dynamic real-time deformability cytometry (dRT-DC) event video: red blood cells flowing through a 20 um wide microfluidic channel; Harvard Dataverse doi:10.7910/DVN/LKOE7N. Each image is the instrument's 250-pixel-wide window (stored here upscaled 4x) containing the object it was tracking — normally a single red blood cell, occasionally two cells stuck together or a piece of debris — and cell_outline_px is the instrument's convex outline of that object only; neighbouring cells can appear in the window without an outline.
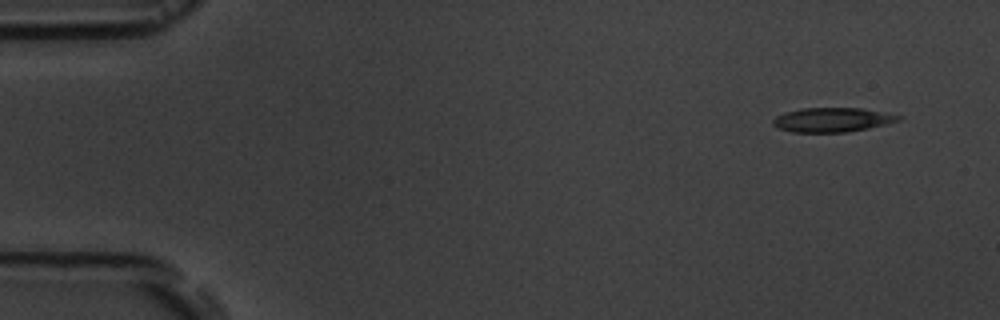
{"species": "common noctule bat (a hibernating species)", "species_latin": "Nyctalus noctula", "temperature_condition": "room temperature", "stored_images_in_passage": 5, "camera_frame_rate_fps": 3000, "um_per_image_px": 0.085, "animal": {"sex": "male", "body_mass_g": 19.5, "forearm_length_mm": 54.6}, "frame": {"image": 1, "passage_image": 1, "time_ms": 0.0, "image_size_px": [1000, 320], "cell_outline_px": [[904, 116], [900, 120], [868, 128], [848, 132], [792, 132], [780, 128], [772, 124], [772, 120], [776, 116], [784, 112], [800, 108], [860, 108]], "centroid_in_image_um": [70.72, 10.18], "position_along_channel_um": 14.3, "area_um2": 17.69}}
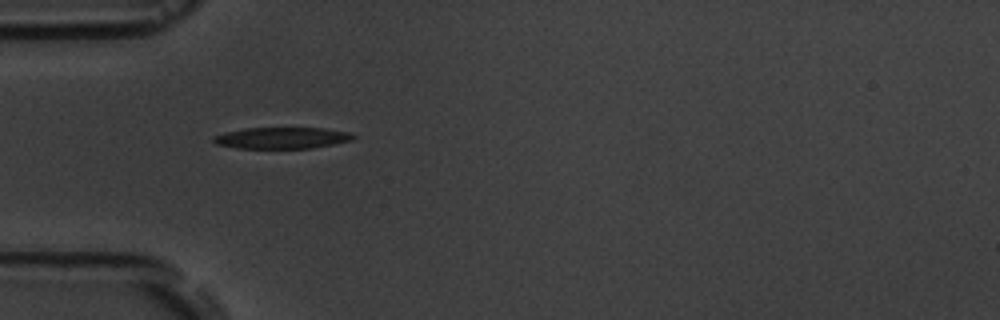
{"frame": {"image": 2, "passage_image": 4, "time_ms": 4.333, "image_size_px": [1000, 320], "cell_outline_px": [[356, 136], [352, 140], [312, 148], [236, 148], [216, 144], [212, 140], [212, 136], [224, 132], [244, 128], [324, 128], [352, 132]], "centroid_in_image_um": [23.95, 11.72], "position_along_channel_um": 61.1, "area_um2": 17.51}}
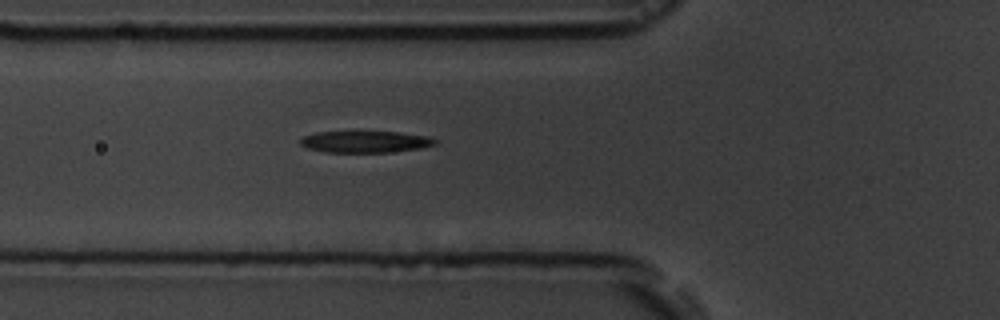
{"frame": {"image": 3, "passage_image": 5, "time_ms": 5.333, "image_size_px": [1000, 320], "cell_outline_px": [[436, 144], [420, 148], [388, 152], [324, 152], [308, 148], [300, 144], [300, 140], [304, 136], [316, 132], [396, 132], [428, 136], [436, 140]], "centroid_in_image_um": [31.03, 12.05], "position_along_channel_um": 94.8, "area_um2": 16.76}}